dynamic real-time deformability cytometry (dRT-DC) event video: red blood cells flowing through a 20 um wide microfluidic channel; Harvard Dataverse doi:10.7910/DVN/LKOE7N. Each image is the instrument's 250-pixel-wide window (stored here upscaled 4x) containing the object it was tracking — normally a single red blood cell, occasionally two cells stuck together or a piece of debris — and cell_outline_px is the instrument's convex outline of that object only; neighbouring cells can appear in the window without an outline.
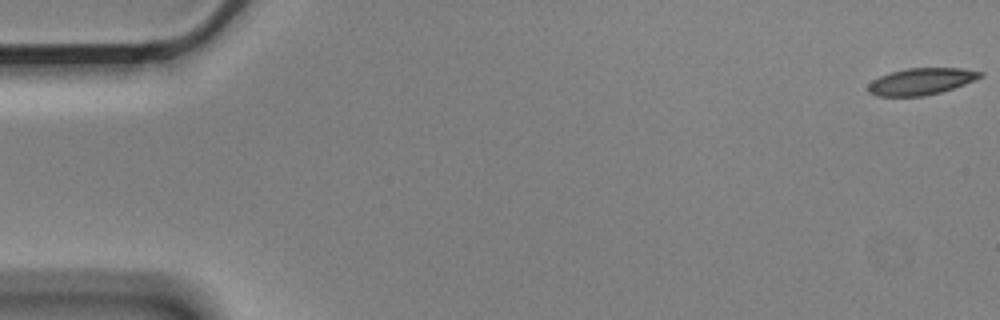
{"species": "Egyptian fruit bat (a non-hibernating species)", "species_latin": "Rousettus aegyptiacus", "temperature_condition": "cold", "stored_images_in_passage": 4, "camera_frame_rate_fps": 3000, "um_per_image_px": 0.085, "animal": {"sex": "male"}, "frame": {"image": 1, "passage_image": 1, "time_ms": 0.0, "image_size_px": [1000, 320], "cell_outline_px": [[984, 76], [964, 84], [940, 92], [924, 96], [876, 96], [868, 92], [868, 84], [872, 80], [880, 76], [892, 72], [908, 68], [964, 68], [984, 72]], "centroid_in_image_um": [78.31, 6.92], "position_along_channel_um": 6.7, "area_um2": 17.4}}